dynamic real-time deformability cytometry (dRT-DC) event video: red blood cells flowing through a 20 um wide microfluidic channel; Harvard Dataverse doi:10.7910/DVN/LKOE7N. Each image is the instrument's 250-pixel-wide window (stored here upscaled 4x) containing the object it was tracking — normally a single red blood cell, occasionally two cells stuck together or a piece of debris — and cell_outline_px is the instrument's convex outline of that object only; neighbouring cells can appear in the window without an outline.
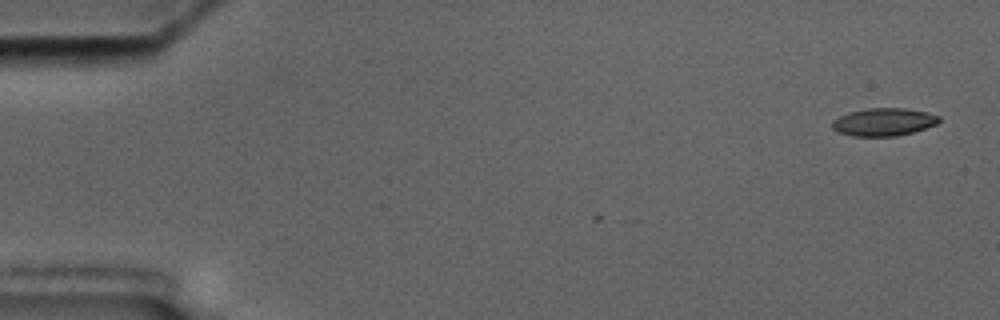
{"species": "common noctule bat (a hibernating species)", "species_latin": "Nyctalus noctula", "temperature_condition": "cold", "stored_images_in_passage": 10, "camera_frame_rate_fps": 3000, "um_per_image_px": 0.085, "animal": {"sex": "male", "body_mass_g": 17.5, "forearm_length_mm": 52.3}, "frame": {"image": 1, "passage_image": 1, "time_ms": 0.0, "image_size_px": [1000, 320], "cell_outline_px": [[940, 120], [936, 124], [912, 132], [896, 136], [852, 136], [836, 132], [832, 128], [832, 120], [848, 112], [868, 108], [904, 108], [928, 112], [940, 116]], "centroid_in_image_um": [75.08, 10.36], "position_along_channel_um": 9.9, "area_um2": 17.34}}
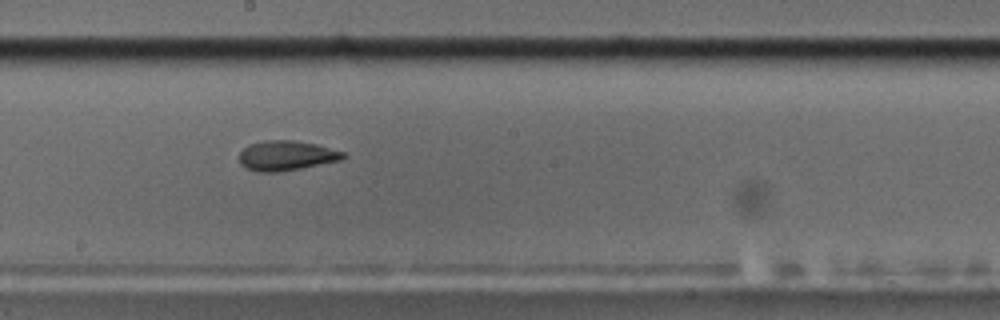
{"frame": {"image": 2, "passage_image": 9, "time_ms": 10.0, "image_size_px": [1000, 320], "cell_outline_px": [[348, 156], [340, 160], [280, 172], [256, 172], [240, 164], [240, 152], [248, 144], [264, 140], [292, 140], [316, 144], [344, 152]], "centroid_in_image_um": [24.33, 13.22], "position_along_channel_um": 223.9, "area_um2": 18.03}}
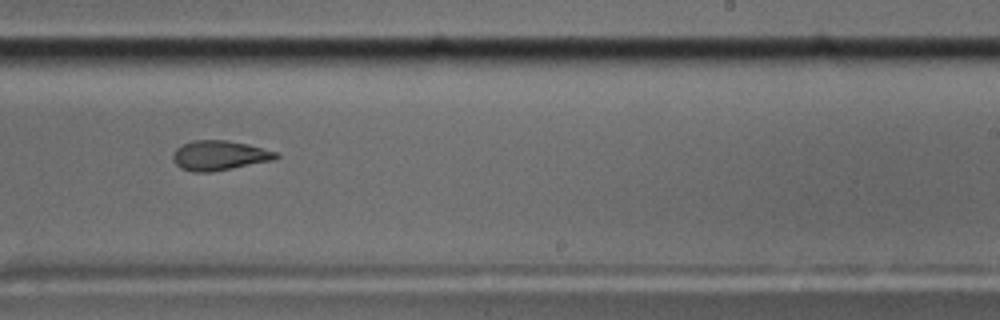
{"frame": {"image": 3, "passage_image": 10, "time_ms": 11.333, "image_size_px": [1000, 320], "cell_outline_px": [[280, 156], [276, 160], [212, 172], [192, 172], [180, 168], [172, 160], [172, 156], [176, 148], [192, 140], [228, 140], [248, 144], [280, 152]], "centroid_in_image_um": [18.69, 13.22], "position_along_channel_um": 270.3, "area_um2": 18.21}}